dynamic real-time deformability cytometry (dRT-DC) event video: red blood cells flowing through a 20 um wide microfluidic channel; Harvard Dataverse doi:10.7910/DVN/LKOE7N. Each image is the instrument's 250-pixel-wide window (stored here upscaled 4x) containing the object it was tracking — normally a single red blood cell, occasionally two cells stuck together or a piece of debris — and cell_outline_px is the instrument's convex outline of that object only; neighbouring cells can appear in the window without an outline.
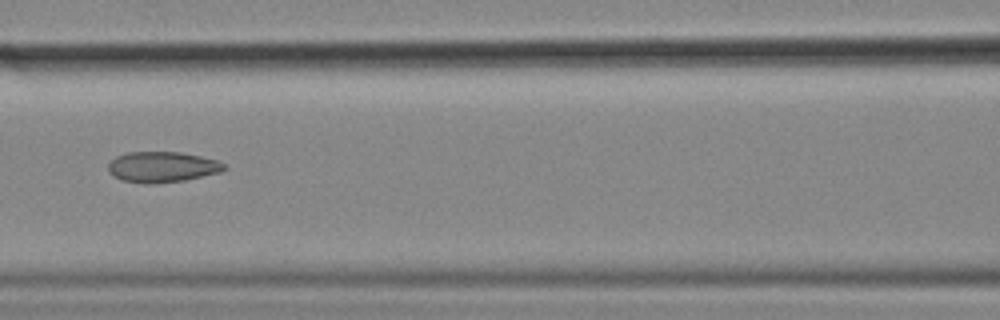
{"species": "common noctule bat (a hibernating species)", "species_latin": "Nyctalus noctula", "temperature_condition": "cold", "stored_images_in_passage": 56, "camera_frame_rate_fps": 3000, "um_per_image_px": 0.085, "animal": {"sex": "female", "body_mass_g": 18.4}, "frame": {"image": 1, "passage_image": 25, "time_ms": 8.0, "image_size_px": [1000, 320], "cell_outline_px": [[228, 168], [220, 172], [184, 180], [152, 184], [144, 184], [120, 180], [108, 172], [108, 164], [116, 156], [128, 152], [180, 152], [200, 156], [216, 160], [224, 164]], "centroid_in_image_um": [13.76, 14.2], "position_along_channel_um": 152.8, "area_um2": 20.75}, "authors_computed_cell_mechanics": {"area_um2": 22.1374, "velocity_mm_per_s": 3.5847, "shape_relaxation_time_tau1_ms": null, "shape_relaxation_time_tau2_ms": 2.4043, "deformation_change_tau1": null, "deformation_change_tau2": 0.0908}}